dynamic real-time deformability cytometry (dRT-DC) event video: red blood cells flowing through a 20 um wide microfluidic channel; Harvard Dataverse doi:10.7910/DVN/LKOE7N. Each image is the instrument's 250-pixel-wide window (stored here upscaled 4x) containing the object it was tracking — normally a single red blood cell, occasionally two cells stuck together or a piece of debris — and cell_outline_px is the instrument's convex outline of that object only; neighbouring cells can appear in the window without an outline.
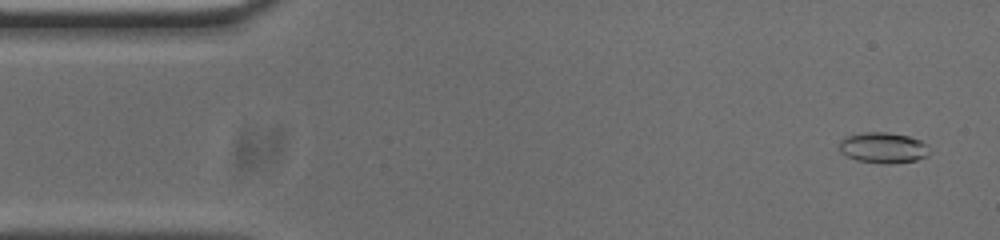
{"species": "common noctule bat (a hibernating species)", "species_latin": "Nyctalus noctula", "temperature_condition": "cold", "stored_images_in_passage": 55, "camera_frame_rate_fps": 3000, "um_per_image_px": 0.085, "animal": {"sex": "male", "body_mass_g": 20.0, "forearm_length_mm": 53.3}, "frame": {"image": 1, "passage_image": 3, "time_ms": 0.667, "image_size_px": [1000, 240], "cell_outline_px": [[928, 156], [916, 160], [888, 164], [880, 164], [856, 160], [840, 152], [840, 140], [848, 136], [868, 132], [888, 132], [908, 136], [920, 140], [924, 144]], "centroid_in_image_um": [75.04, 12.57], "position_along_channel_um": 10.0, "area_um2": 15.9}}
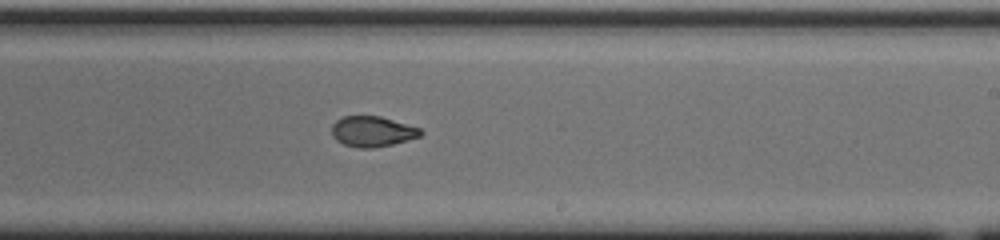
{"frame": {"image": 2, "passage_image": 31, "time_ms": 10.0, "image_size_px": [1000, 240], "cell_outline_px": [[424, 132], [420, 136], [392, 144], [372, 148], [360, 148], [344, 144], [336, 140], [332, 136], [332, 124], [336, 120], [344, 116], [380, 116], [420, 128]], "centroid_in_image_um": [31.63, 11.17], "position_along_channel_um": 257.4, "area_um2": 15.66}}
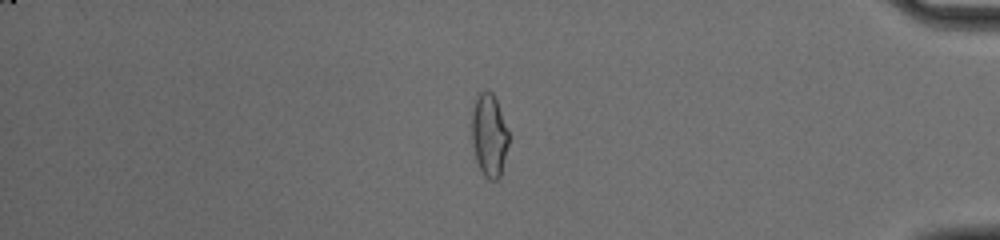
{"frame": {"image": 3, "passage_image": 45, "time_ms": 14.667, "image_size_px": [1000, 240], "cell_outline_px": [[508, 144], [500, 176], [496, 180], [492, 180], [484, 176], [476, 160], [472, 144], [472, 108], [476, 96], [480, 92], [492, 92], [496, 100], [508, 132]], "centroid_in_image_um": [41.55, 11.5], "position_along_channel_um": 393.6, "area_um2": 17.51}, "authors_computed_cell_mechanics": {"area_um2": 16.5308, "velocity_mm_per_s": 3.7662, "shape_relaxation_time_tau1_ms": null, "shape_relaxation_time_tau2_ms": 2.2718, "deformation_change_tau1": null, "deformation_change_tau2": 0.0696}}